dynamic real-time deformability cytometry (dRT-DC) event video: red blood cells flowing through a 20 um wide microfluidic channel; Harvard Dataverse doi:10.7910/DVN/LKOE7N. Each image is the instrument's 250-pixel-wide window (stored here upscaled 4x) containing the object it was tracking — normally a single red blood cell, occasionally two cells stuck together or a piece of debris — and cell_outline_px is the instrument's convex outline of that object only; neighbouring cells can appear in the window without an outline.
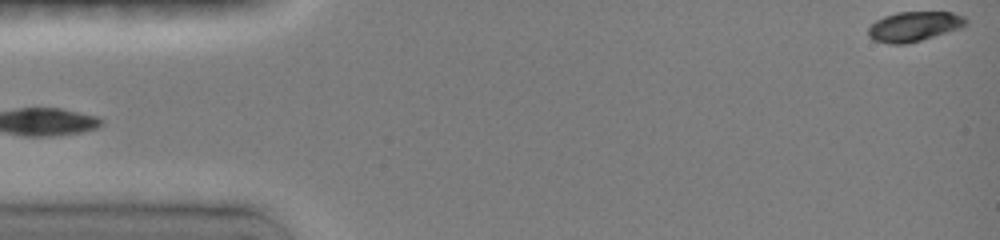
{"species": "common noctule bat (a hibernating species)", "species_latin": "Nyctalus noctula", "temperature_condition": "room temperature", "stored_images_in_passage": 8, "segment_of_instrument_passage": [2, 2], "camera_frame_rate_fps": 3000, "um_per_image_px": 0.085, "animal": {"sex": "female", "body_mass_g": 19.0, "forearm_length_mm": 51.5}, "frame": {"image": 1, "passage_image": 8, "time_ms": 2.667, "image_size_px": [1000, 240], "cell_outline_px": [[968, 24], [964, 28], [908, 44], [888, 44], [872, 40], [868, 36], [868, 28], [876, 20], [884, 16], [900, 12], [952, 12], [964, 16], [968, 20]], "centroid_in_image_um": [77.74, 2.26], "position_along_channel_um": 7.3, "area_um2": 17.34}}